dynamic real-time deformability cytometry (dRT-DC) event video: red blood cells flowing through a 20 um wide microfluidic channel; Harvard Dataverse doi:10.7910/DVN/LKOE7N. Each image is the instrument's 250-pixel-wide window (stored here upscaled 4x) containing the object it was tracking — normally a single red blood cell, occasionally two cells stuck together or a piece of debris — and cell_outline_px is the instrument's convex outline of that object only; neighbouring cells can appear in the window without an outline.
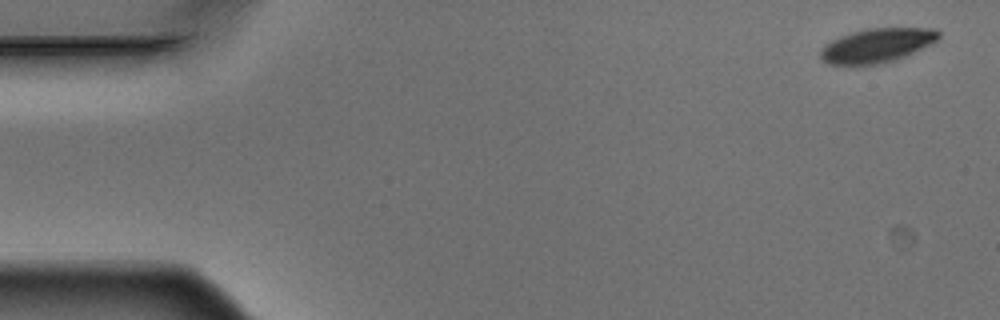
{"species": "Egyptian fruit bat (a non-hibernating species)", "species_latin": "Rousettus aegyptiacus", "temperature_condition": "warm", "stored_images_in_passage": 5, "camera_frame_rate_fps": 3000, "um_per_image_px": 0.085, "animal": {"sex": "male"}, "frame": {"image": 1, "passage_image": 1, "time_ms": 0.0, "image_size_px": [1000, 320], "cell_outline_px": [[940, 36], [932, 44], [908, 56], [896, 60], [880, 64], [848, 68], [828, 64], [820, 56], [820, 48], [824, 44], [840, 36], [852, 32], [868, 28], [936, 28], [940, 32]], "centroid_in_image_um": [74.51, 3.91], "position_along_channel_um": 10.5, "area_um2": 24.45}}
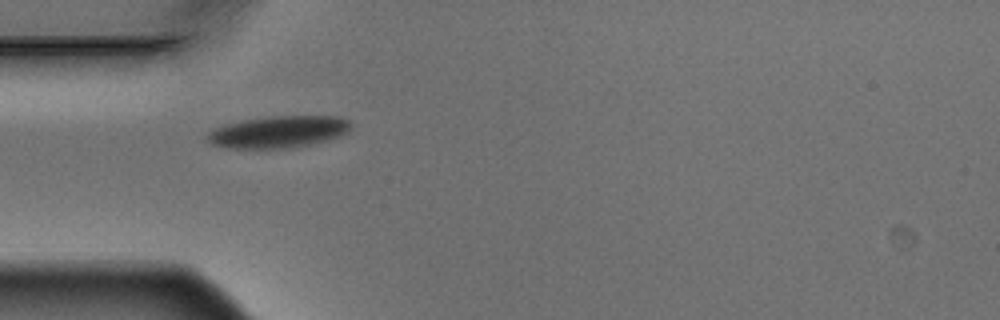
{"frame": {"image": 2, "passage_image": 4, "time_ms": 1.0, "image_size_px": [1000, 320], "cell_outline_px": [[352, 128], [348, 132], [340, 136], [296, 148], [224, 148], [212, 144], [204, 136], [212, 128], [224, 124], [244, 120], [272, 116], [340, 116], [348, 120], [352, 124]], "centroid_in_image_um": [23.66, 11.21], "position_along_channel_um": 61.3, "area_um2": 26.99}}
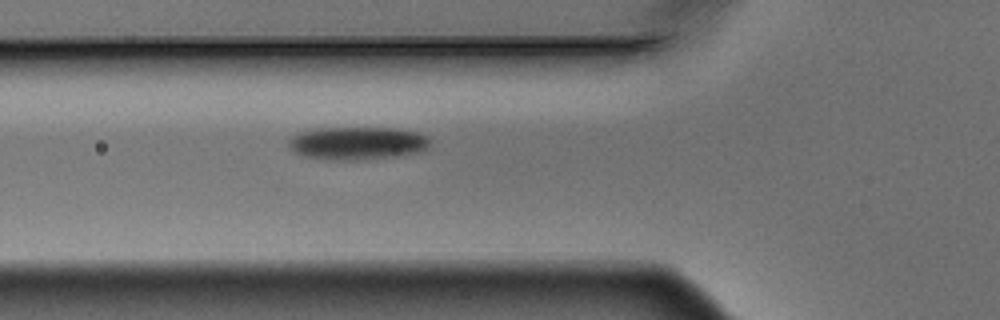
{"frame": {"image": 3, "passage_image": 5, "time_ms": 1.333, "image_size_px": [1000, 320], "cell_outline_px": [[428, 148], [416, 152], [396, 156], [356, 160], [332, 160], [304, 156], [288, 148], [288, 140], [292, 136], [300, 132], [320, 128], [392, 128], [416, 132], [428, 136]], "centroid_in_image_um": [30.33, 12.17], "position_along_channel_um": 95.5, "area_um2": 26.93}}